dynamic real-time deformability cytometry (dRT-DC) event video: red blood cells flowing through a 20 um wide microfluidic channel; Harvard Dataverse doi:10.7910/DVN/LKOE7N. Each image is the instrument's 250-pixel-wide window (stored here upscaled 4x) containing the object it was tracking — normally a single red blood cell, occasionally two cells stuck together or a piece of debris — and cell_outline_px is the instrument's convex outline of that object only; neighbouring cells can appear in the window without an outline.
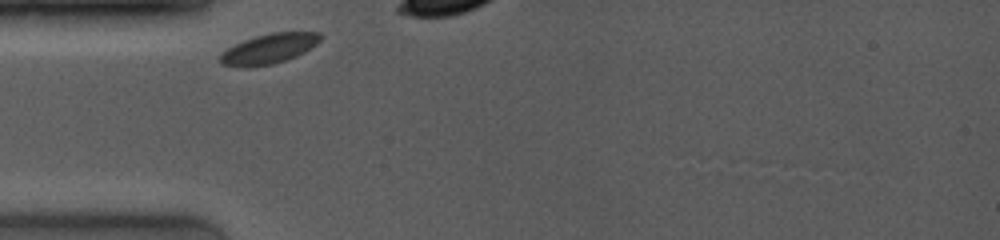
{"species": "common noctule bat (a hibernating species)", "species_latin": "Nyctalus noctula", "temperature_condition": "room temperature", "stored_images_in_passage": 17, "camera_frame_rate_fps": 4000, "um_per_image_px": 0.085, "animal": {"sex": "female", "body_mass_g": 19.0, "forearm_length_mm": 53.3}, "frame": {"image": 1, "passage_image": 1, "time_ms": 0.0, "image_size_px": [1000, 240], "cell_outline_px": [[324, 36], [316, 44], [304, 52], [296, 56], [272, 64], [244, 68], [240, 68], [220, 64], [220, 56], [228, 48], [244, 40], [256, 36], [272, 32], [320, 32]], "centroid_in_image_um": [22.87, 4.15], "position_along_channel_um": 62.1, "area_um2": 17.46}}